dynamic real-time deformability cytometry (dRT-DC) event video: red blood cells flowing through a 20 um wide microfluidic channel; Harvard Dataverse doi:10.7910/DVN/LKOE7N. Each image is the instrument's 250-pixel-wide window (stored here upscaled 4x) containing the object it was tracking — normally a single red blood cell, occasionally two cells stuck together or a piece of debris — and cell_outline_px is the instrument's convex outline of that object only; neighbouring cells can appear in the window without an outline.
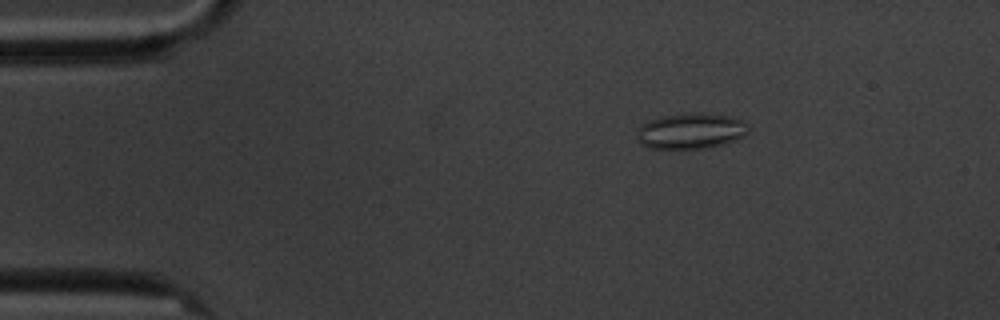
{"species": "common noctule bat (a hibernating species)", "species_latin": "Nyctalus noctula", "temperature_condition": "cold", "stored_images_in_passage": 3, "camera_frame_rate_fps": 3000, "um_per_image_px": 0.085, "animal": {"sex": "male", "body_mass_g": 20.1, "forearm_length_mm": 53.5}, "frame": {"image": 1, "passage_image": 1, "time_ms": 0.0, "image_size_px": [1000, 320], "cell_outline_px": [[748, 132], [736, 140], [704, 148], [648, 148], [640, 144], [636, 140], [636, 132], [648, 120], [664, 116], [692, 112], [704, 112], [728, 116], [744, 120], [748, 128]], "centroid_in_image_um": [58.7, 11.12], "position_along_channel_um": 26.3, "area_um2": 23.18}}